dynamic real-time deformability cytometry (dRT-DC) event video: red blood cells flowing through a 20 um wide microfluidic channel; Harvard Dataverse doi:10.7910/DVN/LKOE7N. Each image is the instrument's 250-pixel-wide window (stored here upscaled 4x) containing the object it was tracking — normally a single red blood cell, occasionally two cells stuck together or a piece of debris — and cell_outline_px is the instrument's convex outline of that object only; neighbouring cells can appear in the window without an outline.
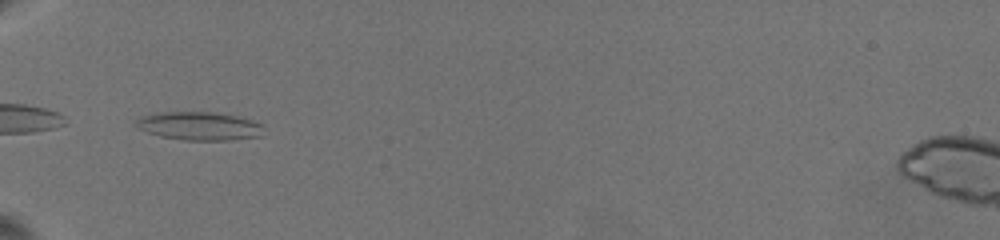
{"species": "common noctule bat (a hibernating species)", "species_latin": "Nyctalus noctula", "temperature_condition": "warm", "stored_images_in_passage": 15, "camera_frame_rate_fps": 3000, "um_per_image_px": 0.085, "animal": {"sex": "female", "body_mass_g": 19.5, "forearm_length_mm": 54.1}, "frame": {"image": 1, "passage_image": 1, "time_ms": 0.0, "image_size_px": [1000, 240], "cell_outline_px": [[264, 136], [228, 140], [184, 140], [160, 136], [136, 128], [132, 124], [136, 120], [144, 116], [160, 112], [212, 112], [236, 116], [264, 124]], "centroid_in_image_um": [16.96, 10.72], "position_along_channel_um": 68.0, "area_um2": 21.21}}